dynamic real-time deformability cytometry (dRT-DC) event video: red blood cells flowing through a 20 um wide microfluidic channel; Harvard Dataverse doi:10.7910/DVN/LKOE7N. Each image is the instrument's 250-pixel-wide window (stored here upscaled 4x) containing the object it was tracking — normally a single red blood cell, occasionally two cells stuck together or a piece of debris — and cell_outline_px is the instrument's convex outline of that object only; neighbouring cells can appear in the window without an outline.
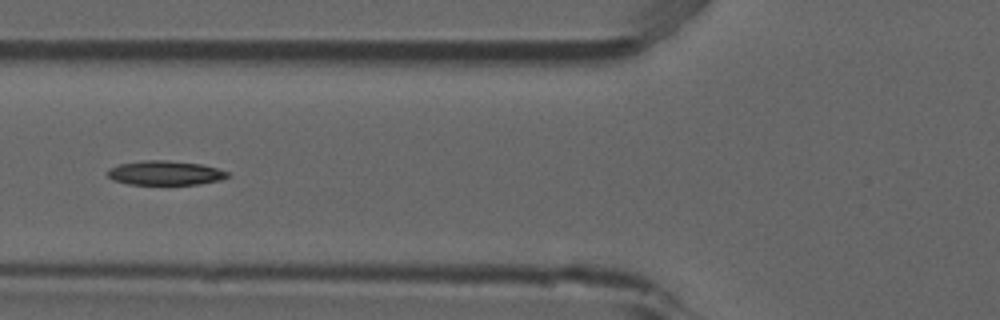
{"species": "common noctule bat (a hibernating species)", "species_latin": "Nyctalus noctula", "temperature_condition": "room temperature", "stored_images_in_passage": 4, "camera_frame_rate_fps": 3000, "um_per_image_px": 0.085, "animal": {"sex": "male", "forearm_length_mm": 52.5}, "frame": {"image": 1, "passage_image": 3, "time_ms": 0.667, "image_size_px": [1000, 320], "cell_outline_px": [[228, 176], [220, 180], [200, 184], [128, 184], [112, 180], [108, 176], [108, 168], [120, 164], [144, 160], [164, 160], [200, 164], [216, 168], [228, 172]], "centroid_in_image_um": [14.0, 14.7], "position_along_channel_um": 111.8, "area_um2": 16.82}}
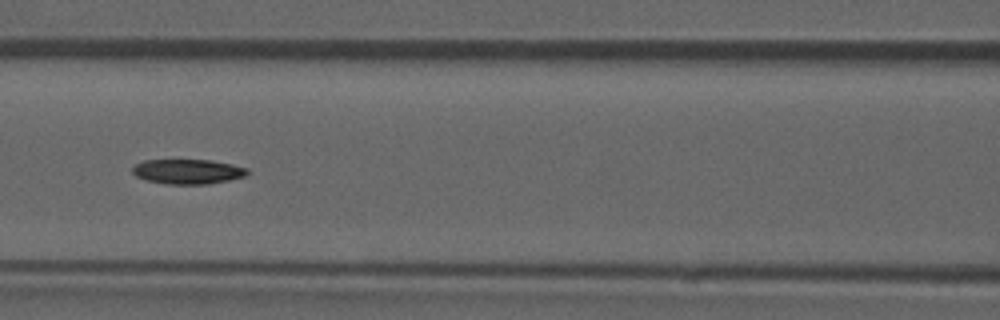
{"frame": {"image": 2, "passage_image": 4, "time_ms": 1.0, "image_size_px": [1000, 320], "cell_outline_px": [[248, 172], [244, 176], [228, 180], [208, 184], [168, 184], [148, 180], [136, 176], [132, 172], [132, 168], [136, 164], [144, 160], [212, 160], [232, 164], [248, 168]], "centroid_in_image_um": [15.96, 14.57], "position_along_channel_um": 150.6, "area_um2": 16.47}}